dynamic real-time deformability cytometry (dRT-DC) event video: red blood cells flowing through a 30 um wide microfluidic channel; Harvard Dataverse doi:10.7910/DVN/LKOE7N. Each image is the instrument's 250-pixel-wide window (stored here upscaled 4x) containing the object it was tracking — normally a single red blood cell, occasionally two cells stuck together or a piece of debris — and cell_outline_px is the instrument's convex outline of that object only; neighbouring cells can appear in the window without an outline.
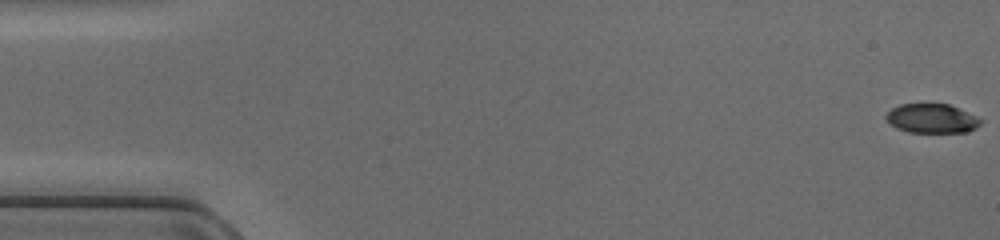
{"species": "common noctule bat (a hibernating species)", "species_latin": "Nyctalus noctula", "temperature_condition": "cold", "stored_images_in_passage": 48, "camera_frame_rate_fps": 3000, "um_per_image_px": 0.085, "animal": {"sex": "female", "body_mass_g": 17.0, "forearm_length_mm": 48.0}, "frame": {"image": 1, "passage_image": 1, "time_ms": 0.0, "image_size_px": [1000, 240], "cell_outline_px": [[984, 120], [976, 128], [968, 132], [908, 132], [896, 128], [884, 116], [892, 108], [900, 104], [948, 104], [976, 116]], "centroid_in_image_um": [79.22, 10.07], "position_along_channel_um": 5.8, "area_um2": 16.01}}
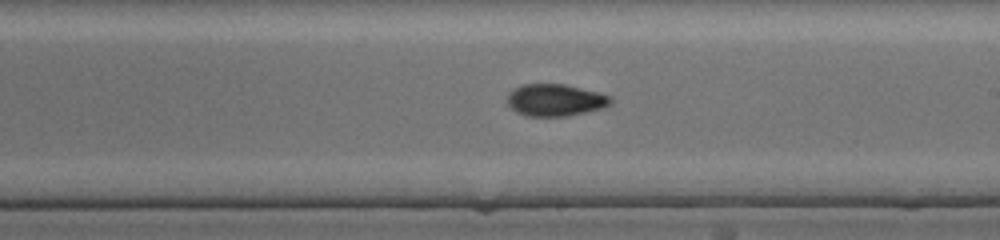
{"frame": {"image": 2, "passage_image": 28, "time_ms": 9.0, "image_size_px": [1000, 240], "cell_outline_px": [[612, 104], [600, 108], [568, 116], [524, 116], [516, 112], [508, 104], [508, 92], [512, 88], [520, 84], [564, 84], [612, 96]], "centroid_in_image_um": [47.16, 8.5], "position_along_channel_um": 241.8, "area_um2": 19.31}}
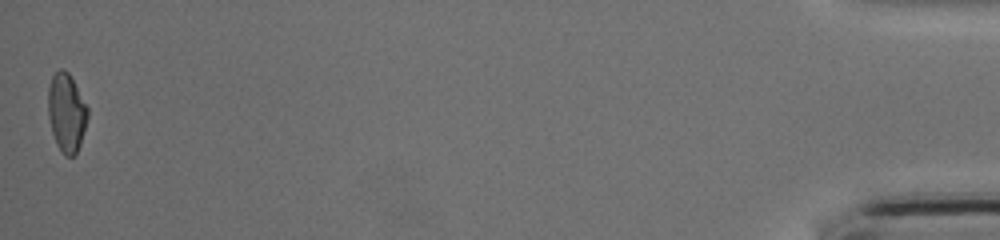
{"frame": {"image": 3, "passage_image": 48, "time_ms": 15.667, "image_size_px": [1000, 240], "cell_outline_px": [[88, 116], [80, 144], [76, 152], [72, 156], [64, 156], [56, 144], [52, 132], [48, 116], [48, 88], [52, 76], [60, 68], [64, 68], [68, 72], [88, 108]], "centroid_in_image_um": [5.64, 9.57], "position_along_channel_um": 429.6, "area_um2": 17.98}}